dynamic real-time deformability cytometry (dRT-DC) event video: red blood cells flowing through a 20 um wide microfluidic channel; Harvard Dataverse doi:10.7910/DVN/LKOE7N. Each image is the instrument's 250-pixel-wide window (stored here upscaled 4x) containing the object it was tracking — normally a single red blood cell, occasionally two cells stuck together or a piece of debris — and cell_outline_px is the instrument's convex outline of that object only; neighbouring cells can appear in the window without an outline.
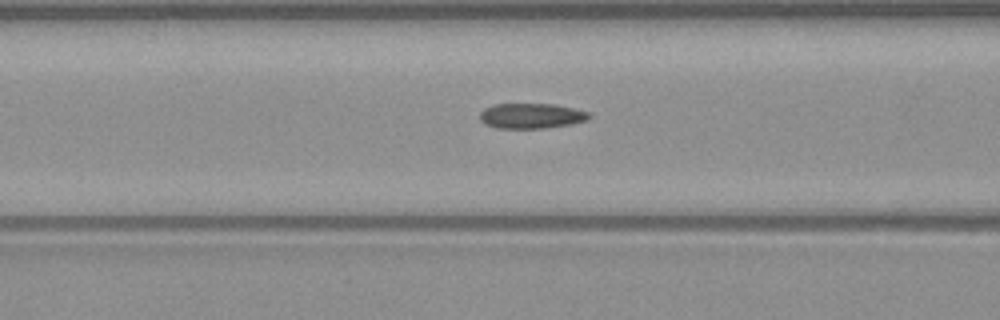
{"species": "common noctule bat (a hibernating species)", "species_latin": "Nyctalus noctula", "temperature_condition": "warm", "stored_images_in_passage": 51, "camera_frame_rate_fps": 3000, "um_per_image_px": 0.085, "animal": {"sex": "male", "body_mass_g": 23.1, "forearm_length_mm": 52.7}, "frame": {"image": 1, "passage_image": 21, "time_ms": 6.667, "image_size_px": [1000, 320], "cell_outline_px": [[592, 116], [588, 120], [572, 124], [544, 128], [496, 128], [484, 124], [480, 120], [480, 112], [484, 108], [492, 104], [556, 104], [588, 112]], "centroid_in_image_um": [45.15, 9.85], "position_along_channel_um": 121.5, "area_um2": 16.18}}
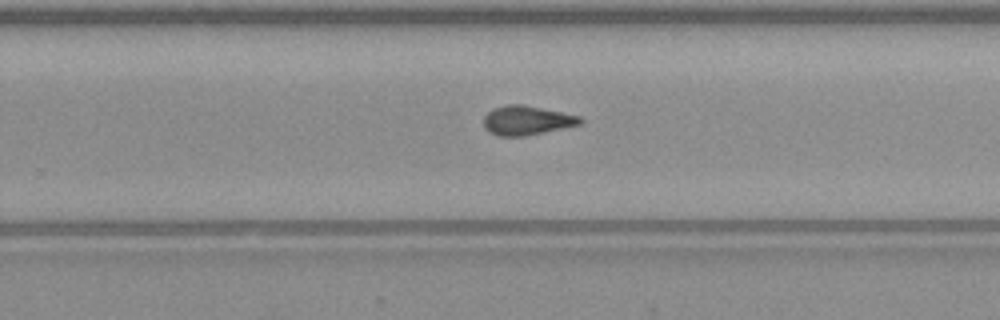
{"frame": {"image": 2, "passage_image": 33, "time_ms": 10.667, "image_size_px": [1000, 320], "cell_outline_px": [[584, 120], [580, 124], [544, 132], [524, 136], [496, 136], [488, 132], [484, 128], [484, 116], [492, 108], [508, 104], [524, 104], [580, 116]], "centroid_in_image_um": [44.74, 10.23], "position_along_channel_um": 285.1, "area_um2": 16.53}}
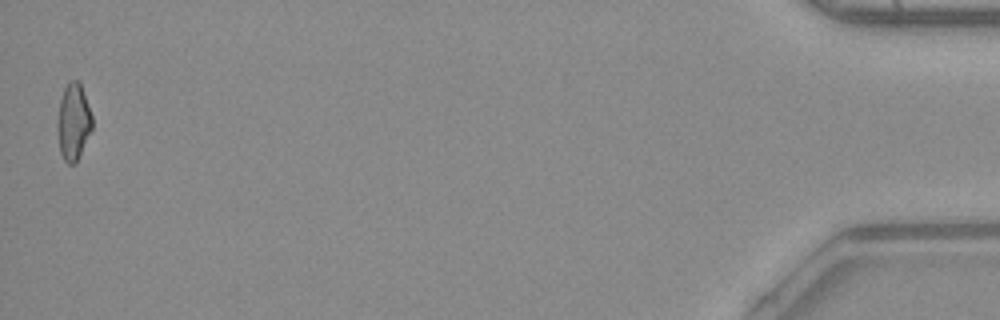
{"frame": {"image": 3, "passage_image": 51, "time_ms": 16.667, "image_size_px": [1000, 320], "cell_outline_px": [[92, 128], [76, 164], [68, 164], [64, 160], [60, 152], [56, 128], [56, 124], [60, 100], [64, 88], [68, 80], [80, 80], [92, 116]], "centroid_in_image_um": [6.22, 10.34], "position_along_channel_um": 429.0, "area_um2": 15.78}, "authors_computed_cell_mechanics": {"area_um2": 16.184, "velocity_mm_per_s": 4.0942, "shape_relaxation_time_tau1_ms": 9.8726, "shape_relaxation_time_tau2_ms": 3.0082, "deformation_change_tau1": 0.2213, "deformation_change_tau2": 0.0878}}